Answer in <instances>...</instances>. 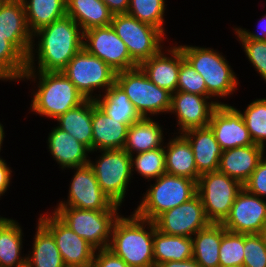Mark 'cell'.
Here are the masks:
<instances>
[{"label":"cell","instance_id":"6da1fadb","mask_svg":"<svg viewBox=\"0 0 266 267\" xmlns=\"http://www.w3.org/2000/svg\"><path fill=\"white\" fill-rule=\"evenodd\" d=\"M32 38L33 43L36 38L38 42L37 45L31 46L26 71L59 72L83 48L84 32L71 17L66 15L38 29L32 34Z\"/></svg>","mask_w":266,"mask_h":267},{"label":"cell","instance_id":"7a4b0ae2","mask_svg":"<svg viewBox=\"0 0 266 267\" xmlns=\"http://www.w3.org/2000/svg\"><path fill=\"white\" fill-rule=\"evenodd\" d=\"M154 222L138 217L119 215L111 230L108 247L130 267H155L153 254Z\"/></svg>","mask_w":266,"mask_h":267},{"label":"cell","instance_id":"3957f363","mask_svg":"<svg viewBox=\"0 0 266 267\" xmlns=\"http://www.w3.org/2000/svg\"><path fill=\"white\" fill-rule=\"evenodd\" d=\"M38 83L33 91L30 110L41 117L57 119L68 110L78 107L86 101L75 85L59 72L25 71L21 80Z\"/></svg>","mask_w":266,"mask_h":267},{"label":"cell","instance_id":"277c9868","mask_svg":"<svg viewBox=\"0 0 266 267\" xmlns=\"http://www.w3.org/2000/svg\"><path fill=\"white\" fill-rule=\"evenodd\" d=\"M178 47L184 59L204 78L207 92L212 97L226 98L238 90V77L219 51L192 45Z\"/></svg>","mask_w":266,"mask_h":267},{"label":"cell","instance_id":"5b68a950","mask_svg":"<svg viewBox=\"0 0 266 267\" xmlns=\"http://www.w3.org/2000/svg\"><path fill=\"white\" fill-rule=\"evenodd\" d=\"M143 194L134 213L145 220L153 221L166 210L172 209L197 195V182L186 177L163 174L154 180Z\"/></svg>","mask_w":266,"mask_h":267},{"label":"cell","instance_id":"8992f818","mask_svg":"<svg viewBox=\"0 0 266 267\" xmlns=\"http://www.w3.org/2000/svg\"><path fill=\"white\" fill-rule=\"evenodd\" d=\"M115 82L124 90L142 117L169 113L172 93L151 82L139 66L117 72Z\"/></svg>","mask_w":266,"mask_h":267},{"label":"cell","instance_id":"52a82bcc","mask_svg":"<svg viewBox=\"0 0 266 267\" xmlns=\"http://www.w3.org/2000/svg\"><path fill=\"white\" fill-rule=\"evenodd\" d=\"M53 212L96 250L107 249L114 221L119 210H82L71 206H56Z\"/></svg>","mask_w":266,"mask_h":267},{"label":"cell","instance_id":"ba28073f","mask_svg":"<svg viewBox=\"0 0 266 267\" xmlns=\"http://www.w3.org/2000/svg\"><path fill=\"white\" fill-rule=\"evenodd\" d=\"M62 72L86 100L97 99L100 94H95L96 90L98 89L100 93L105 92L115 83L117 73L84 47L70 60Z\"/></svg>","mask_w":266,"mask_h":267},{"label":"cell","instance_id":"9c48e42d","mask_svg":"<svg viewBox=\"0 0 266 267\" xmlns=\"http://www.w3.org/2000/svg\"><path fill=\"white\" fill-rule=\"evenodd\" d=\"M96 161L89 160L101 190L110 200L121 206L131 183V158L124 149L99 150Z\"/></svg>","mask_w":266,"mask_h":267},{"label":"cell","instance_id":"30bf717a","mask_svg":"<svg viewBox=\"0 0 266 267\" xmlns=\"http://www.w3.org/2000/svg\"><path fill=\"white\" fill-rule=\"evenodd\" d=\"M110 25L138 65L163 48L161 44L165 35L158 28L140 22L127 13L113 15Z\"/></svg>","mask_w":266,"mask_h":267},{"label":"cell","instance_id":"8fae6325","mask_svg":"<svg viewBox=\"0 0 266 267\" xmlns=\"http://www.w3.org/2000/svg\"><path fill=\"white\" fill-rule=\"evenodd\" d=\"M243 185L219 171L200 175L197 195L202 201L207 219L211 223H222L229 215L234 200Z\"/></svg>","mask_w":266,"mask_h":267},{"label":"cell","instance_id":"7c38bea8","mask_svg":"<svg viewBox=\"0 0 266 267\" xmlns=\"http://www.w3.org/2000/svg\"><path fill=\"white\" fill-rule=\"evenodd\" d=\"M38 221L52 234L66 267H91L95 248L72 231L54 212L40 214Z\"/></svg>","mask_w":266,"mask_h":267},{"label":"cell","instance_id":"4fadbf2b","mask_svg":"<svg viewBox=\"0 0 266 267\" xmlns=\"http://www.w3.org/2000/svg\"><path fill=\"white\" fill-rule=\"evenodd\" d=\"M74 169L71 179L68 199L60 201L57 206H71L82 210H120L101 190L92 167L84 166L68 168Z\"/></svg>","mask_w":266,"mask_h":267},{"label":"cell","instance_id":"5bb4252c","mask_svg":"<svg viewBox=\"0 0 266 267\" xmlns=\"http://www.w3.org/2000/svg\"><path fill=\"white\" fill-rule=\"evenodd\" d=\"M83 47L116 72L134 69L139 66L131 58L125 43L118 37L111 25L86 30Z\"/></svg>","mask_w":266,"mask_h":267},{"label":"cell","instance_id":"9a60e30c","mask_svg":"<svg viewBox=\"0 0 266 267\" xmlns=\"http://www.w3.org/2000/svg\"><path fill=\"white\" fill-rule=\"evenodd\" d=\"M153 222L156 229L165 234L190 238L211 223L206 217L198 195L179 206L164 211Z\"/></svg>","mask_w":266,"mask_h":267},{"label":"cell","instance_id":"2e32d148","mask_svg":"<svg viewBox=\"0 0 266 267\" xmlns=\"http://www.w3.org/2000/svg\"><path fill=\"white\" fill-rule=\"evenodd\" d=\"M221 224L229 232L258 234L266 224V200L243 187L237 194L229 215Z\"/></svg>","mask_w":266,"mask_h":267},{"label":"cell","instance_id":"e0dca14e","mask_svg":"<svg viewBox=\"0 0 266 267\" xmlns=\"http://www.w3.org/2000/svg\"><path fill=\"white\" fill-rule=\"evenodd\" d=\"M198 94L176 91L172 94L170 113L176 115L177 134H182L193 128L209 125L211 115L216 107L222 103ZM209 101V102H208Z\"/></svg>","mask_w":266,"mask_h":267},{"label":"cell","instance_id":"ac0fdd59","mask_svg":"<svg viewBox=\"0 0 266 267\" xmlns=\"http://www.w3.org/2000/svg\"><path fill=\"white\" fill-rule=\"evenodd\" d=\"M208 126L223 151L254 144L242 115L236 107L229 104H220L216 107Z\"/></svg>","mask_w":266,"mask_h":267},{"label":"cell","instance_id":"d6986e66","mask_svg":"<svg viewBox=\"0 0 266 267\" xmlns=\"http://www.w3.org/2000/svg\"><path fill=\"white\" fill-rule=\"evenodd\" d=\"M0 35L28 58L33 38L27 26L22 0H4L0 4Z\"/></svg>","mask_w":266,"mask_h":267},{"label":"cell","instance_id":"ffe728a7","mask_svg":"<svg viewBox=\"0 0 266 267\" xmlns=\"http://www.w3.org/2000/svg\"><path fill=\"white\" fill-rule=\"evenodd\" d=\"M184 60L181 49L176 44L165 52L161 49L156 55L143 61L139 67L151 82L173 94L177 89L180 65Z\"/></svg>","mask_w":266,"mask_h":267},{"label":"cell","instance_id":"44dd1931","mask_svg":"<svg viewBox=\"0 0 266 267\" xmlns=\"http://www.w3.org/2000/svg\"><path fill=\"white\" fill-rule=\"evenodd\" d=\"M47 139L51 157L62 170L89 164L91 150L58 126L51 129Z\"/></svg>","mask_w":266,"mask_h":267},{"label":"cell","instance_id":"7402d4cb","mask_svg":"<svg viewBox=\"0 0 266 267\" xmlns=\"http://www.w3.org/2000/svg\"><path fill=\"white\" fill-rule=\"evenodd\" d=\"M265 153V148L257 144L225 150L220 157L218 171L243 185Z\"/></svg>","mask_w":266,"mask_h":267},{"label":"cell","instance_id":"603a6c76","mask_svg":"<svg viewBox=\"0 0 266 267\" xmlns=\"http://www.w3.org/2000/svg\"><path fill=\"white\" fill-rule=\"evenodd\" d=\"M182 135L191 145L197 172L202 175L218 171L223 149L218 144L215 135L209 126L193 128Z\"/></svg>","mask_w":266,"mask_h":267},{"label":"cell","instance_id":"cb8c5ba5","mask_svg":"<svg viewBox=\"0 0 266 267\" xmlns=\"http://www.w3.org/2000/svg\"><path fill=\"white\" fill-rule=\"evenodd\" d=\"M129 126L104 114L92 100V152L123 149Z\"/></svg>","mask_w":266,"mask_h":267},{"label":"cell","instance_id":"d4e9b609","mask_svg":"<svg viewBox=\"0 0 266 267\" xmlns=\"http://www.w3.org/2000/svg\"><path fill=\"white\" fill-rule=\"evenodd\" d=\"M175 136L170 137L167 145H164L166 173L197 182L200 174L197 172L191 145L182 134Z\"/></svg>","mask_w":266,"mask_h":267},{"label":"cell","instance_id":"484cf974","mask_svg":"<svg viewBox=\"0 0 266 267\" xmlns=\"http://www.w3.org/2000/svg\"><path fill=\"white\" fill-rule=\"evenodd\" d=\"M163 130L151 117H143L129 126L123 149L129 155H134L164 147Z\"/></svg>","mask_w":266,"mask_h":267},{"label":"cell","instance_id":"4316f807","mask_svg":"<svg viewBox=\"0 0 266 267\" xmlns=\"http://www.w3.org/2000/svg\"><path fill=\"white\" fill-rule=\"evenodd\" d=\"M22 227L16 220L0 215V267H26Z\"/></svg>","mask_w":266,"mask_h":267},{"label":"cell","instance_id":"83f0119b","mask_svg":"<svg viewBox=\"0 0 266 267\" xmlns=\"http://www.w3.org/2000/svg\"><path fill=\"white\" fill-rule=\"evenodd\" d=\"M94 102L104 114L128 126L143 118L116 82Z\"/></svg>","mask_w":266,"mask_h":267},{"label":"cell","instance_id":"f1b7e54d","mask_svg":"<svg viewBox=\"0 0 266 267\" xmlns=\"http://www.w3.org/2000/svg\"><path fill=\"white\" fill-rule=\"evenodd\" d=\"M66 13L83 32L111 24L113 13L101 0H66Z\"/></svg>","mask_w":266,"mask_h":267},{"label":"cell","instance_id":"f546056e","mask_svg":"<svg viewBox=\"0 0 266 267\" xmlns=\"http://www.w3.org/2000/svg\"><path fill=\"white\" fill-rule=\"evenodd\" d=\"M226 231L221 223H210L193 235V259L202 267H219V249Z\"/></svg>","mask_w":266,"mask_h":267},{"label":"cell","instance_id":"4dcf8cb0","mask_svg":"<svg viewBox=\"0 0 266 267\" xmlns=\"http://www.w3.org/2000/svg\"><path fill=\"white\" fill-rule=\"evenodd\" d=\"M154 264L167 261H183L193 258V240L190 237L165 234L156 229L153 238Z\"/></svg>","mask_w":266,"mask_h":267},{"label":"cell","instance_id":"1f68e13d","mask_svg":"<svg viewBox=\"0 0 266 267\" xmlns=\"http://www.w3.org/2000/svg\"><path fill=\"white\" fill-rule=\"evenodd\" d=\"M26 267H66L52 234L38 221ZM32 253V254H31Z\"/></svg>","mask_w":266,"mask_h":267},{"label":"cell","instance_id":"d6a6232c","mask_svg":"<svg viewBox=\"0 0 266 267\" xmlns=\"http://www.w3.org/2000/svg\"><path fill=\"white\" fill-rule=\"evenodd\" d=\"M56 125L76 140L86 145L92 152V100H86L78 107L60 115Z\"/></svg>","mask_w":266,"mask_h":267},{"label":"cell","instance_id":"836d02e7","mask_svg":"<svg viewBox=\"0 0 266 267\" xmlns=\"http://www.w3.org/2000/svg\"><path fill=\"white\" fill-rule=\"evenodd\" d=\"M29 31L38 29L66 16V0H22Z\"/></svg>","mask_w":266,"mask_h":267},{"label":"cell","instance_id":"e575fe53","mask_svg":"<svg viewBox=\"0 0 266 267\" xmlns=\"http://www.w3.org/2000/svg\"><path fill=\"white\" fill-rule=\"evenodd\" d=\"M27 70V58L0 35V80L20 81Z\"/></svg>","mask_w":266,"mask_h":267},{"label":"cell","instance_id":"d590c367","mask_svg":"<svg viewBox=\"0 0 266 267\" xmlns=\"http://www.w3.org/2000/svg\"><path fill=\"white\" fill-rule=\"evenodd\" d=\"M130 158L132 175L136 171L137 174L147 179L148 182L166 173L164 147L130 155Z\"/></svg>","mask_w":266,"mask_h":267},{"label":"cell","instance_id":"8d00e7d4","mask_svg":"<svg viewBox=\"0 0 266 267\" xmlns=\"http://www.w3.org/2000/svg\"><path fill=\"white\" fill-rule=\"evenodd\" d=\"M165 0H130L127 14L158 28L165 36Z\"/></svg>","mask_w":266,"mask_h":267},{"label":"cell","instance_id":"74e56055","mask_svg":"<svg viewBox=\"0 0 266 267\" xmlns=\"http://www.w3.org/2000/svg\"><path fill=\"white\" fill-rule=\"evenodd\" d=\"M242 115L254 144L265 148L266 141V98L256 99L246 107Z\"/></svg>","mask_w":266,"mask_h":267},{"label":"cell","instance_id":"f35d334b","mask_svg":"<svg viewBox=\"0 0 266 267\" xmlns=\"http://www.w3.org/2000/svg\"><path fill=\"white\" fill-rule=\"evenodd\" d=\"M244 234L226 231L219 249V267L243 266Z\"/></svg>","mask_w":266,"mask_h":267},{"label":"cell","instance_id":"ab89813d","mask_svg":"<svg viewBox=\"0 0 266 267\" xmlns=\"http://www.w3.org/2000/svg\"><path fill=\"white\" fill-rule=\"evenodd\" d=\"M176 91H183L213 98L208 92L204 78L186 61L180 65Z\"/></svg>","mask_w":266,"mask_h":267},{"label":"cell","instance_id":"60d3db41","mask_svg":"<svg viewBox=\"0 0 266 267\" xmlns=\"http://www.w3.org/2000/svg\"><path fill=\"white\" fill-rule=\"evenodd\" d=\"M244 267H266V246L258 234H244Z\"/></svg>","mask_w":266,"mask_h":267},{"label":"cell","instance_id":"b9f144b4","mask_svg":"<svg viewBox=\"0 0 266 267\" xmlns=\"http://www.w3.org/2000/svg\"><path fill=\"white\" fill-rule=\"evenodd\" d=\"M242 44L248 61L266 82V41L238 39Z\"/></svg>","mask_w":266,"mask_h":267},{"label":"cell","instance_id":"7bdbcfd3","mask_svg":"<svg viewBox=\"0 0 266 267\" xmlns=\"http://www.w3.org/2000/svg\"><path fill=\"white\" fill-rule=\"evenodd\" d=\"M243 187L258 197H266V157L260 160L257 168L250 175Z\"/></svg>","mask_w":266,"mask_h":267},{"label":"cell","instance_id":"ee69618b","mask_svg":"<svg viewBox=\"0 0 266 267\" xmlns=\"http://www.w3.org/2000/svg\"><path fill=\"white\" fill-rule=\"evenodd\" d=\"M98 251V252H97ZM91 267H130L124 260L116 256L111 250H95Z\"/></svg>","mask_w":266,"mask_h":267},{"label":"cell","instance_id":"f6af8a7d","mask_svg":"<svg viewBox=\"0 0 266 267\" xmlns=\"http://www.w3.org/2000/svg\"><path fill=\"white\" fill-rule=\"evenodd\" d=\"M259 30L261 31L260 33H255L246 30L245 28L243 29L242 27L234 28L233 33L236 34L238 39H251V40H256V41H266V14L259 20Z\"/></svg>","mask_w":266,"mask_h":267},{"label":"cell","instance_id":"bcb514c9","mask_svg":"<svg viewBox=\"0 0 266 267\" xmlns=\"http://www.w3.org/2000/svg\"><path fill=\"white\" fill-rule=\"evenodd\" d=\"M12 177V170L7 162L0 157V198L8 190Z\"/></svg>","mask_w":266,"mask_h":267},{"label":"cell","instance_id":"7dc6e473","mask_svg":"<svg viewBox=\"0 0 266 267\" xmlns=\"http://www.w3.org/2000/svg\"><path fill=\"white\" fill-rule=\"evenodd\" d=\"M115 14L127 13L130 0H101Z\"/></svg>","mask_w":266,"mask_h":267},{"label":"cell","instance_id":"c3c4849f","mask_svg":"<svg viewBox=\"0 0 266 267\" xmlns=\"http://www.w3.org/2000/svg\"><path fill=\"white\" fill-rule=\"evenodd\" d=\"M157 267H202L193 258L183 261H167L159 264Z\"/></svg>","mask_w":266,"mask_h":267},{"label":"cell","instance_id":"681fc988","mask_svg":"<svg viewBox=\"0 0 266 267\" xmlns=\"http://www.w3.org/2000/svg\"><path fill=\"white\" fill-rule=\"evenodd\" d=\"M5 133H4V126H3V124H1V122H0V152H1V147H2V145H3V141H4V138H5Z\"/></svg>","mask_w":266,"mask_h":267},{"label":"cell","instance_id":"f907efd6","mask_svg":"<svg viewBox=\"0 0 266 267\" xmlns=\"http://www.w3.org/2000/svg\"><path fill=\"white\" fill-rule=\"evenodd\" d=\"M258 235L260 236V238L262 239V242L266 246V224L263 226V228L258 233Z\"/></svg>","mask_w":266,"mask_h":267}]
</instances>
